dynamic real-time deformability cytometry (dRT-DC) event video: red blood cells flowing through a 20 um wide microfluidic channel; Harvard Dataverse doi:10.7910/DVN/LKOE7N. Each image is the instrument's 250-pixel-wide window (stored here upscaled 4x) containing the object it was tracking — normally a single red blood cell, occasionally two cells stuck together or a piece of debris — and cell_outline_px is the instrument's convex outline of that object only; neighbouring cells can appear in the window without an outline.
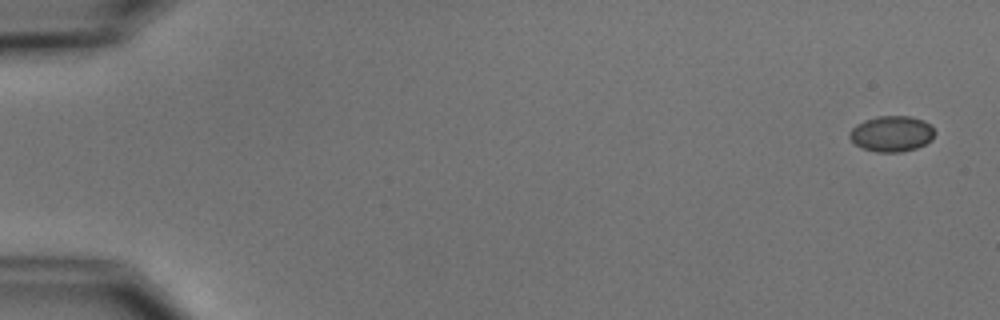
{"species": "common noctule bat (a hibernating species)", "species_latin": "Nyctalus noctula", "temperature_condition": "cold", "stored_images_in_passage": 6, "camera_frame_rate_fps": 3000, "um_per_image_px": 0.085, "animal": {"sex": "male", "body_mass_g": 15.6}, "frame": {"image": 1, "passage_image": 1, "time_ms": 0.0, "image_size_px": [1000, 320], "cell_outline_px": [[936, 132], [932, 140], [916, 148], [900, 152], [876, 152], [864, 148], [856, 144], [848, 136], [848, 132], [856, 124], [864, 120], [876, 116], [908, 116], [924, 120]], "centroid_in_image_um": [75.78, 11.36], "position_along_channel_um": 9.2, "area_um2": 17.74}}
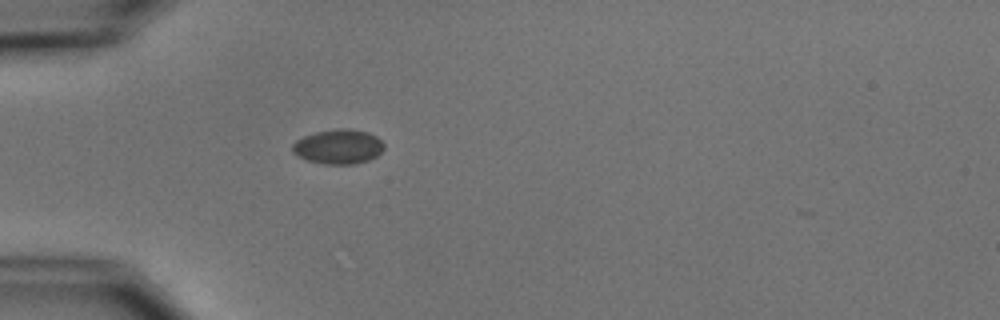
{"frame": {"image": 2, "passage_image": 5, "time_ms": 5.0, "image_size_px": [1000, 320], "cell_outline_px": [[384, 148], [376, 156], [368, 160], [352, 164], [324, 164], [308, 160], [292, 152], [292, 144], [296, 140], [304, 136], [316, 132], [340, 128], [348, 128], [368, 132], [376, 136], [384, 144]], "centroid_in_image_um": [28.76, 12.46], "position_along_channel_um": 56.2, "area_um2": 18.32}}